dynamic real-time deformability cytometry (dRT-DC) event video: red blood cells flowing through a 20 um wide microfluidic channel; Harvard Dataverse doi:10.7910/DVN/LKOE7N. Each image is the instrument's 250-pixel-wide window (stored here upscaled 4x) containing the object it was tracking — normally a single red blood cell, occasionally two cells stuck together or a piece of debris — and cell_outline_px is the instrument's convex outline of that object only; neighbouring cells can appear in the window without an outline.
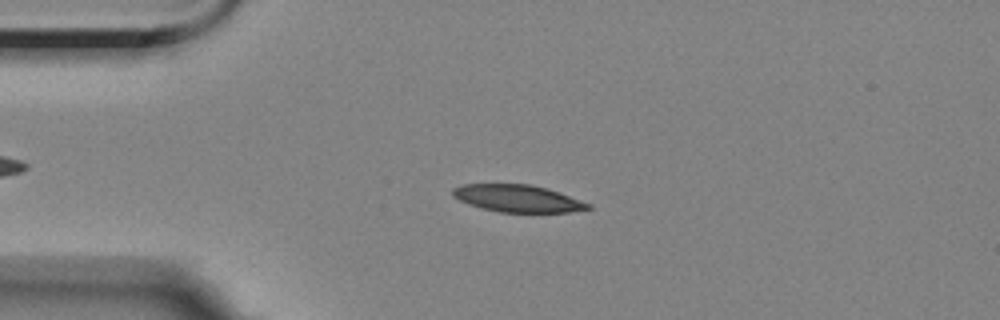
{"species": "Egyptian fruit bat (a non-hibernating species)", "species_latin": "Rousettus aegyptiacus", "temperature_condition": "room temperature", "stored_images_in_passage": 55, "camera_frame_rate_fps": 3000, "um_per_image_px": 0.085, "animal": {"sex": "female"}, "frame": {"image": 1, "passage_image": 12, "time_ms": 3.667, "image_size_px": [1000, 320], "cell_outline_px": [[592, 208], [568, 212], [500, 212], [480, 208], [468, 204], [452, 196], [452, 188], [460, 184], [528, 184], [548, 188], [592, 204]], "centroid_in_image_um": [43.98, 16.86], "position_along_channel_um": 41.0, "area_um2": 21.56}}
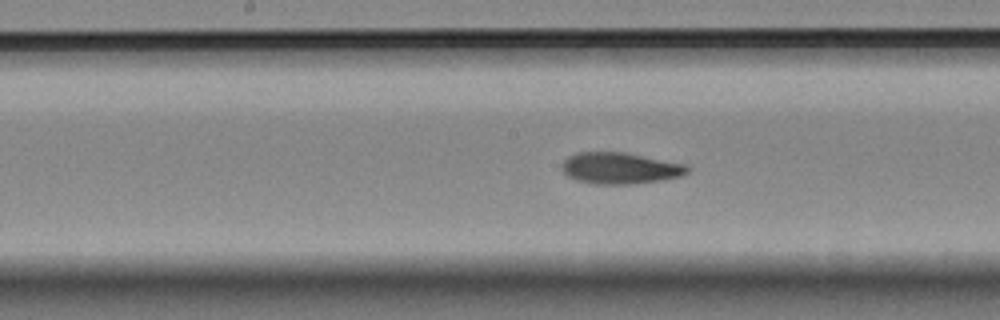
{"frame": {"image": 2, "passage_image": 27, "time_ms": 8.667, "image_size_px": [1000, 320], "cell_outline_px": [[692, 168], [688, 172], [680, 176], [664, 180], [632, 184], [596, 184], [576, 180], [568, 176], [560, 168], [560, 164], [568, 156], [576, 152], [624, 152], [688, 164]], "centroid_in_image_um": [52.72, 14.29], "position_along_channel_um": 195.5, "area_um2": 23.29}}
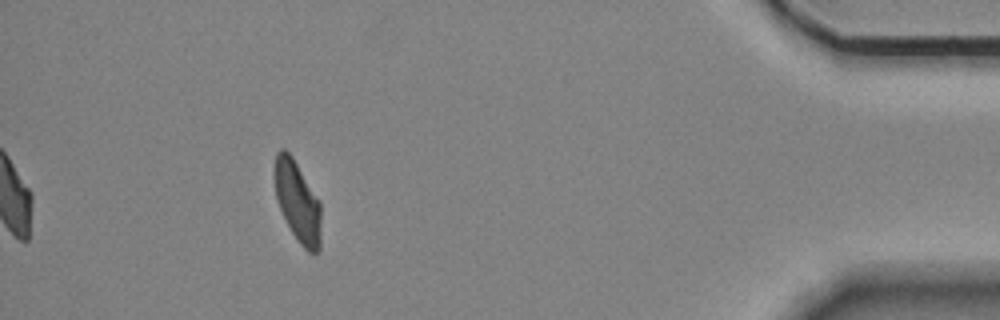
{"frame": {"image": 3, "passage_image": 50, "time_ms": 16.333, "image_size_px": [1000, 320], "cell_outline_px": [[320, 248], [316, 252], [308, 252], [300, 244], [292, 232], [276, 200], [272, 172], [276, 152], [280, 148], [284, 148], [292, 156], [320, 200]], "centroid_in_image_um": [25.26, 17.07], "position_along_channel_um": 409.9, "area_um2": 22.14}, "authors_computed_cell_mechanics": {"area_um2": 22.5998, "velocity_mm_per_s": 3.5319, "shape_relaxation_time_tau1_ms": 6.5535, "shape_relaxation_time_tau2_ms": 3.5835, "deformation_change_tau1": 0.1881, "deformation_change_tau2": 0.0976}}